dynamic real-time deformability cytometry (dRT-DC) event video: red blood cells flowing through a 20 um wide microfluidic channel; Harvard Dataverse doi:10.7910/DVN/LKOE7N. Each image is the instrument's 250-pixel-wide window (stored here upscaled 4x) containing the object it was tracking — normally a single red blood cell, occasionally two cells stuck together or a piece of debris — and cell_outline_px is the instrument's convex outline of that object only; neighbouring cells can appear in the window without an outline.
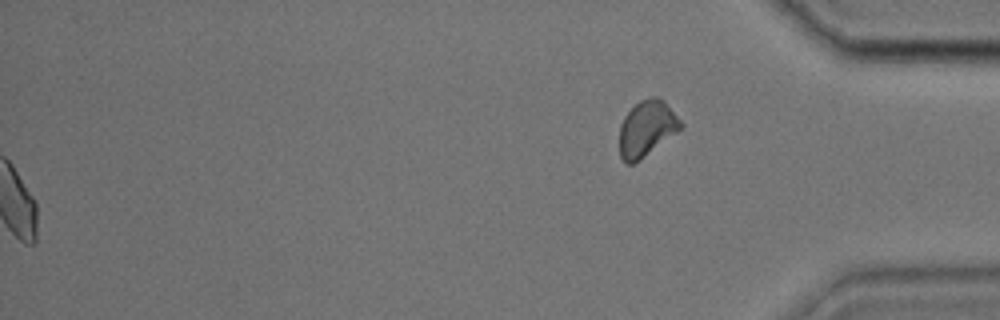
{"species": "common noctule bat (a hibernating species)", "species_latin": "Nyctalus noctula", "temperature_condition": "cold", "stored_images_in_passage": 45, "segment_of_instrument_passage": [2, 2], "camera_frame_rate_fps": 3000, "um_per_image_px": 0.085, "animal": {"sex": "male", "body_mass_g": 17.9, "forearm_length_mm": 54.2}, "frame": {"image": 1, "passage_image": 45, "time_ms": 14.667, "image_size_px": [1000, 320], "cell_outline_px": [[684, 128], [632, 164], [624, 164], [620, 156], [620, 124], [624, 116], [640, 100], [652, 96], [660, 96], [664, 100], [684, 124]], "centroid_in_image_um": [54.99, 10.9], "position_along_channel_um": 380.2, "area_um2": 19.94}}